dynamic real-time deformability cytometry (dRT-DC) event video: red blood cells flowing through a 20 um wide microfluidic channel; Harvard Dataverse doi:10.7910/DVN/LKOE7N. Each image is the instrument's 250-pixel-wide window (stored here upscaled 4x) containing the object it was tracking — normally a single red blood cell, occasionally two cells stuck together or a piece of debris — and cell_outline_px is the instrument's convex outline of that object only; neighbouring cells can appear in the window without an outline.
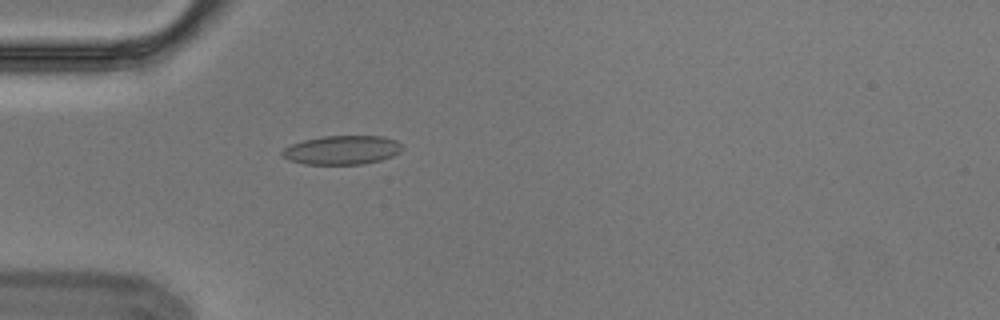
{"species": "Egyptian fruit bat (a non-hibernating species)", "species_latin": "Rousettus aegyptiacus", "temperature_condition": "cold", "stored_images_in_passage": 5, "camera_frame_rate_fps": 3000, "um_per_image_px": 0.085, "animal": {"sex": "male"}, "frame": {"image": 1, "passage_image": 5, "time_ms": 1.333, "image_size_px": [1000, 320], "cell_outline_px": [[404, 148], [400, 152], [392, 156], [380, 160], [360, 164], [304, 164], [288, 160], [280, 156], [280, 152], [284, 148], [292, 144], [304, 140], [324, 136], [384, 136], [396, 140]], "centroid_in_image_um": [29.05, 12.75], "position_along_channel_um": 55.9, "area_um2": 20.29}}